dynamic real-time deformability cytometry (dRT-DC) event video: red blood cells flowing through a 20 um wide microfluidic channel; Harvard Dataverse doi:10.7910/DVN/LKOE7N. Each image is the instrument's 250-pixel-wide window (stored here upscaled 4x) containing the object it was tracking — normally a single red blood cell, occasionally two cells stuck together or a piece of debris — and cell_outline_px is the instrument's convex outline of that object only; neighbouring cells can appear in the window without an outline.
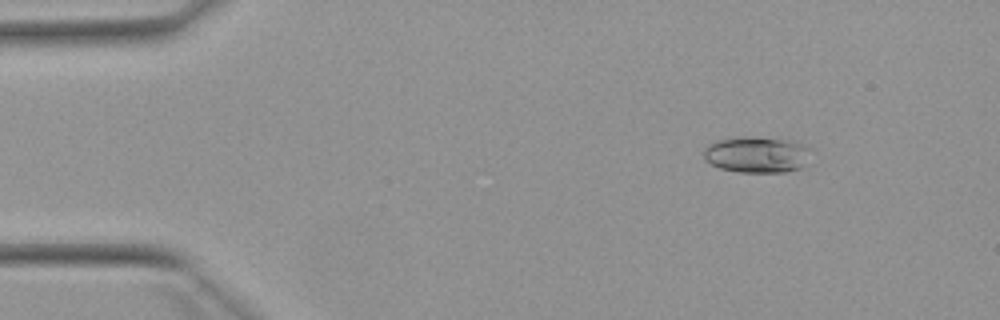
{"species": "Egyptian fruit bat (a non-hibernating species)", "species_latin": "Rousettus aegyptiacus", "temperature_condition": "warm", "stored_images_in_passage": 52, "camera_frame_rate_fps": 3000, "um_per_image_px": 0.085, "animal": {"sex": "female"}, "frame": {"image": 1, "passage_image": 7, "time_ms": 2.0, "image_size_px": [1000, 320], "cell_outline_px": [[808, 148], [804, 164], [800, 168], [784, 172], [736, 172], [720, 168], [704, 160], [704, 148], [708, 144], [716, 140], [740, 136], [748, 136], [796, 140]], "centroid_in_image_um": [64.26, 13.12], "position_along_channel_um": 20.7, "area_um2": 22.66}}
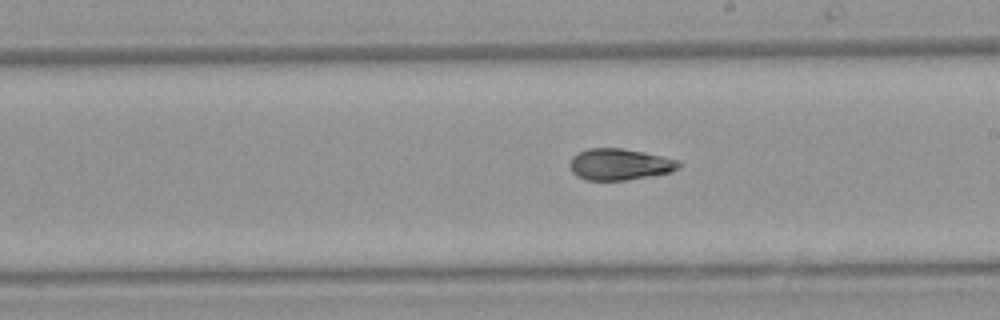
{"frame": {"image": 2, "passage_image": 30, "time_ms": 9.667, "image_size_px": [1000, 320], "cell_outline_px": [[684, 164], [680, 168], [672, 172], [628, 180], [588, 180], [576, 176], [568, 168], [568, 164], [572, 156], [576, 152], [588, 148], [620, 148], [644, 152], [680, 160]], "centroid_in_image_um": [52.67, 13.97], "position_along_channel_um": 236.3, "area_um2": 20.4}}
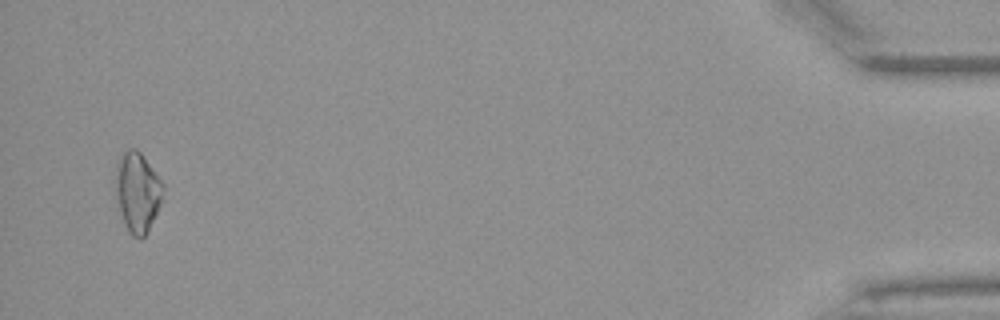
{"frame": {"image": 3, "passage_image": 51, "time_ms": 16.667, "image_size_px": [1000, 320], "cell_outline_px": [[164, 188], [160, 204], [148, 232], [144, 236], [132, 236], [128, 232], [124, 224], [116, 192], [116, 164], [124, 152], [128, 148], [136, 148], [140, 152], [164, 184]], "centroid_in_image_um": [11.69, 16.31], "position_along_channel_um": 423.5, "area_um2": 21.68}, "authors_computed_cell_mechanics": {"area_um2": 20.519, "velocity_mm_per_s": 3.9023, "shape_relaxation_time_tau1_ms": 11.2805, "shape_relaxation_time_tau2_ms": 3.0193, "deformation_change_tau1": 0.2126, "deformation_change_tau2": 0.078}}